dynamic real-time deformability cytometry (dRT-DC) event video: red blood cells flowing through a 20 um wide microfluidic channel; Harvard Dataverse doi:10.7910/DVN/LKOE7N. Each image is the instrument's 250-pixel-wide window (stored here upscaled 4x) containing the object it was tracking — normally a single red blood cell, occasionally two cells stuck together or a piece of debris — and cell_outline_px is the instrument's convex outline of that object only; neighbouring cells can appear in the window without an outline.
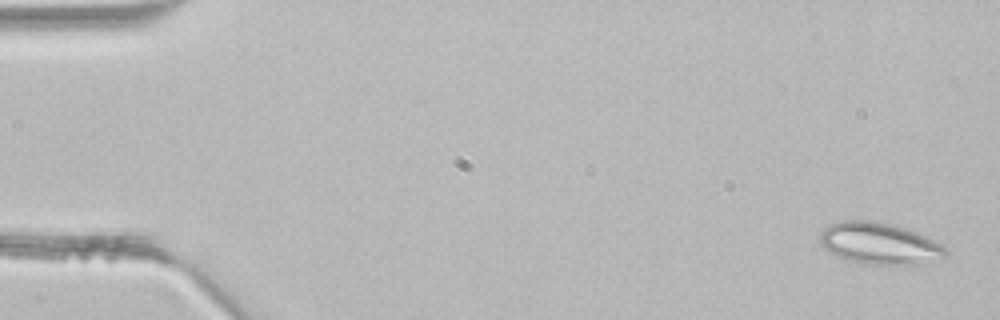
{"species": "common noctule bat (a hibernating species)", "species_latin": "Nyctalus noctula", "temperature_condition": "room temperature", "stored_images_in_passage": 3, "camera_frame_rate_fps": 3000, "um_per_image_px": 0.085, "animal": {"sex": "male", "body_mass_g": 21.5, "forearm_length_mm": 52.0}, "frame": {"image": 1, "passage_image": 1, "time_ms": 0.0, "image_size_px": [1000, 320], "cell_outline_px": [[948, 252], [944, 256], [920, 264], [868, 264], [836, 256], [824, 248], [820, 244], [820, 232], [828, 224], [844, 220], [876, 220], [892, 224], [916, 232], [940, 244]], "centroid_in_image_um": [74.69, 20.67], "position_along_channel_um": 10.3, "area_um2": 30.17}}